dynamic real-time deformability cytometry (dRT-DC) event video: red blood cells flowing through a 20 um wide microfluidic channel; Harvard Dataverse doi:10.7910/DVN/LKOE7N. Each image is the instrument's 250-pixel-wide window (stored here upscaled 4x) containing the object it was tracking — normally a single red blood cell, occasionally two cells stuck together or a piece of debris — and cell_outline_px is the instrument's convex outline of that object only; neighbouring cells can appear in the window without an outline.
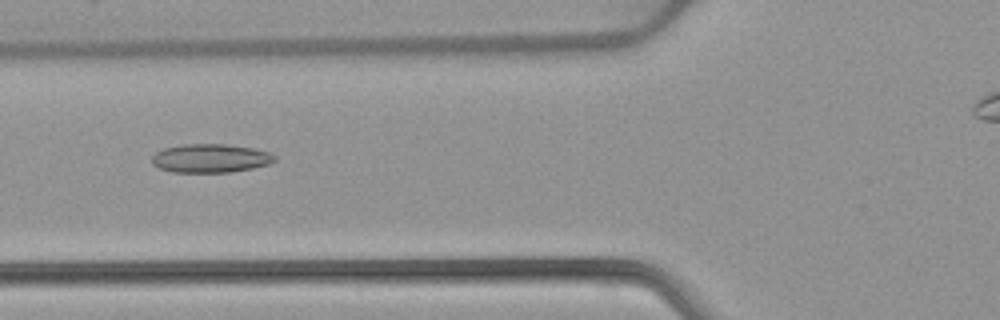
{"species": "common noctule bat (a hibernating species)", "species_latin": "Nyctalus noctula", "temperature_condition": "warm", "stored_images_in_passage": 48, "camera_frame_rate_fps": 3000, "um_per_image_px": 0.085, "animal": {"sex": "female", "body_mass_g": 22.7, "forearm_length_mm": 54.2}, "frame": {"image": 1, "passage_image": 20, "time_ms": 6.333, "image_size_px": [1000, 320], "cell_outline_px": [[276, 160], [268, 164], [252, 168], [232, 172], [172, 172], [160, 168], [152, 164], [152, 156], [156, 152], [164, 148], [184, 144], [224, 144], [252, 148], [268, 152], [276, 156]], "centroid_in_image_um": [17.88, 13.45], "position_along_channel_um": 107.9, "area_um2": 20.4}}
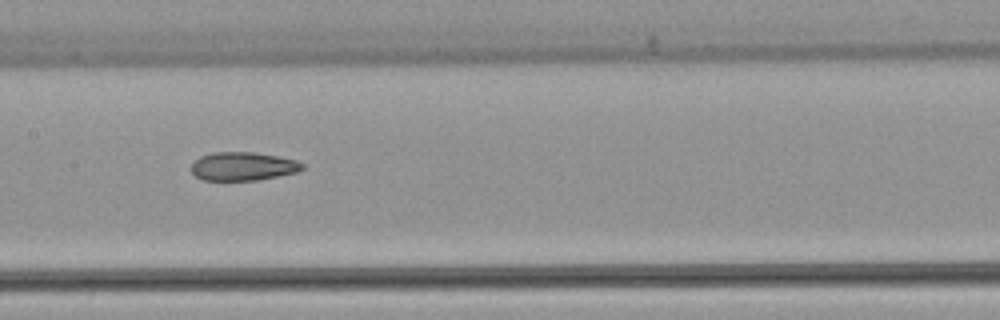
{"frame": {"image": 2, "passage_image": 26, "time_ms": 8.333, "image_size_px": [1000, 320], "cell_outline_px": [[304, 168], [296, 172], [256, 180], [200, 180], [192, 172], [192, 164], [200, 156], [212, 152], [252, 152], [276, 156], [296, 160], [304, 164]], "centroid_in_image_um": [20.63, 14.13], "position_along_channel_um": 186.8, "area_um2": 18.26}}
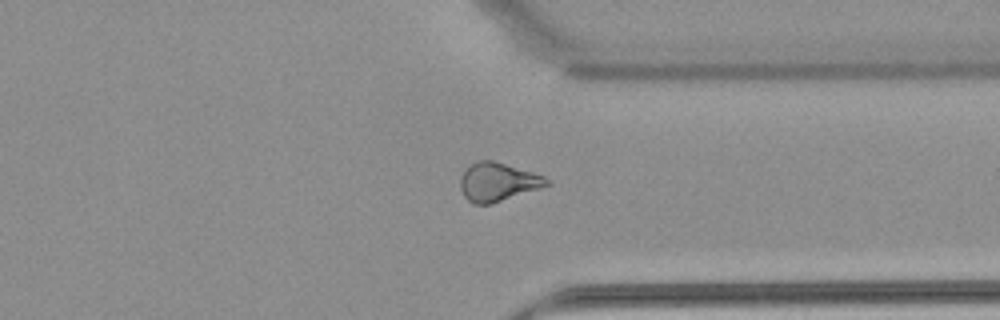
{"frame": {"image": 3, "passage_image": 40, "time_ms": 13.0, "image_size_px": [1000, 320], "cell_outline_px": [[552, 184], [492, 204], [472, 204], [464, 196], [460, 188], [460, 180], [464, 172], [472, 164], [480, 160], [492, 160], [532, 172], [544, 176], [552, 180]], "centroid_in_image_um": [42.34, 15.48], "position_along_channel_um": 369.1, "area_um2": 19.31}, "authors_computed_cell_mechanics": {"area_um2": 20.1144, "velocity_mm_per_s": 3.9279, "shape_relaxation_time_tau1_ms": null, "shape_relaxation_time_tau2_ms": 3.2743, "deformation_change_tau1": null, "deformation_change_tau2": 0.1033}}